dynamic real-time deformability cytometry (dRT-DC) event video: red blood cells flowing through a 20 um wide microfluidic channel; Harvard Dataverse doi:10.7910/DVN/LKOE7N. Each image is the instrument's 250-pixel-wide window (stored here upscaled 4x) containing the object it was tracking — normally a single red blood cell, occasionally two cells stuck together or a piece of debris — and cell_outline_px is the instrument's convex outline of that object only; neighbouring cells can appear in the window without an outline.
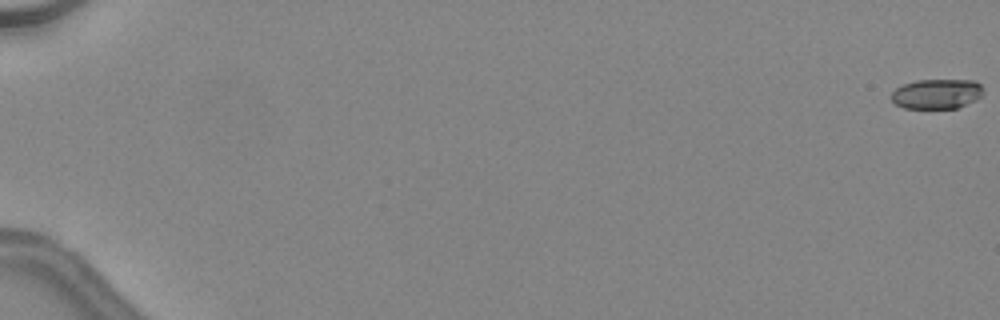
{"species": "common noctule bat (a hibernating species)", "species_latin": "Nyctalus noctula", "temperature_condition": "warm", "stored_images_in_passage": 15, "camera_frame_rate_fps": 3000, "um_per_image_px": 0.085, "animal": {"sex": "female", "body_mass_g": 24.6, "forearm_length_mm": 56.2}, "frame": {"image": 1, "passage_image": 1, "time_ms": 0.0, "image_size_px": [1000, 320], "cell_outline_px": [[984, 92], [976, 100], [956, 108], [904, 108], [896, 104], [892, 100], [892, 92], [896, 88], [904, 84], [916, 80], [972, 80], [980, 84]], "centroid_in_image_um": [79.63, 7.97], "position_along_channel_um": 5.4, "area_um2": 15.9}}